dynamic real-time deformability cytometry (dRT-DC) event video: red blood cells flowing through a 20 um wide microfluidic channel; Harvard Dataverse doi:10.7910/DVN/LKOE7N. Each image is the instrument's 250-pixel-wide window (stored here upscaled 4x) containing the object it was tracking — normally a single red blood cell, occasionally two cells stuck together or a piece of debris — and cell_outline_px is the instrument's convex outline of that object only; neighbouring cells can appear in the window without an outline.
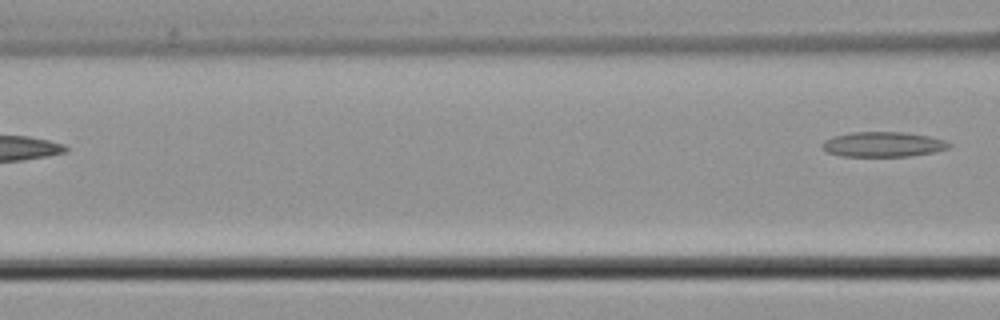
{"species": "common noctule bat (a hibernating species)", "species_latin": "Nyctalus noctula", "temperature_condition": "cold", "stored_images_in_passage": 3, "camera_frame_rate_fps": 3000, "um_per_image_px": 0.085, "animal": {"sex": "male", "body_mass_g": 21.5, "forearm_length_mm": 52.0}, "frame": {"image": 1, "passage_image": 3, "time_ms": 0.667, "image_size_px": [1000, 320], "cell_outline_px": [[952, 144], [948, 148], [936, 152], [908, 156], [840, 156], [828, 152], [820, 144], [824, 140], [832, 136], [852, 132], [904, 132], [928, 136], [944, 140]], "centroid_in_image_um": [75.05, 12.27], "position_along_channel_um": 91.6, "area_um2": 18.5}}